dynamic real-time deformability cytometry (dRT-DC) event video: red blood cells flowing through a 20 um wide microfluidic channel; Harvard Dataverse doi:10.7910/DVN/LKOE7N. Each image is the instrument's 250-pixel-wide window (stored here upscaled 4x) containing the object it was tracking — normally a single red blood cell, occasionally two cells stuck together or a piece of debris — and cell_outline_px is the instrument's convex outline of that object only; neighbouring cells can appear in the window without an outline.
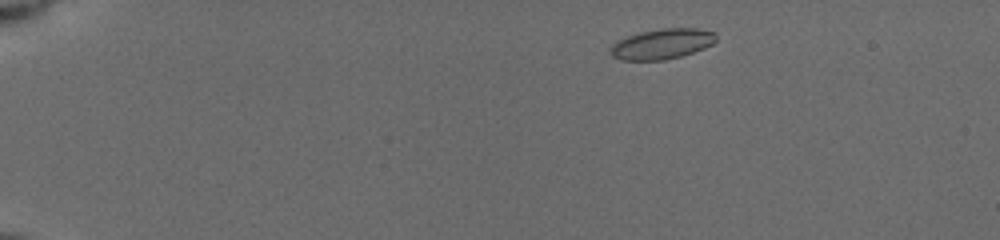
{"species": "common noctule bat (a hibernating species)", "species_latin": "Nyctalus noctula", "temperature_condition": "cold", "stored_images_in_passage": 38, "camera_frame_rate_fps": 3000, "um_per_image_px": 0.085, "animal": {"sex": "female", "body_mass_g": 19.5, "forearm_length_mm": 54.1}, "frame": {"image": 1, "passage_image": 2, "time_ms": 1.0, "image_size_px": [1000, 240], "cell_outline_px": [[716, 40], [712, 44], [704, 48], [680, 56], [664, 60], [620, 60], [612, 56], [612, 44], [628, 36], [640, 32], [660, 28], [696, 28], [716, 32]], "centroid_in_image_um": [56.3, 3.72], "position_along_channel_um": 28.7, "area_um2": 18.5}}
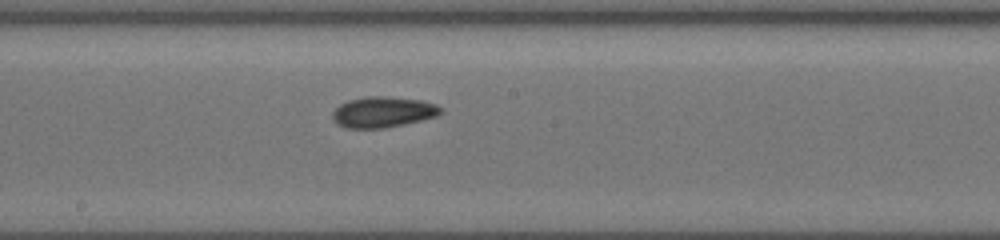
{"frame": {"image": 2, "passage_image": 17, "time_ms": 8.333, "image_size_px": [1000, 240], "cell_outline_px": [[440, 112], [436, 116], [404, 124], [384, 128], [348, 128], [336, 124], [332, 116], [332, 112], [340, 104], [348, 100], [368, 96], [380, 96], [420, 100], [436, 104], [440, 108]], "centroid_in_image_um": [32.5, 9.53], "position_along_channel_um": 215.7, "area_um2": 19.13}}
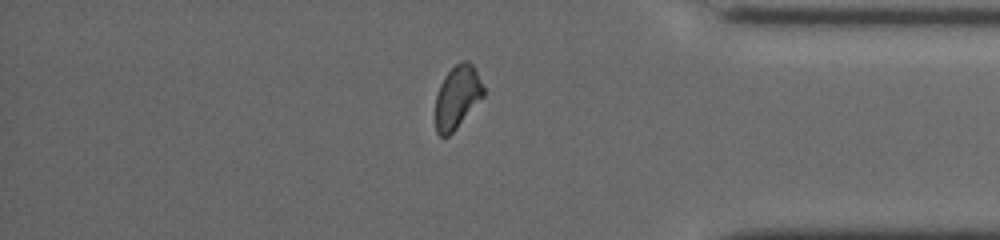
{"frame": {"image": 3, "passage_image": 31, "time_ms": 13.333, "image_size_px": [1000, 240], "cell_outline_px": [[484, 96], [456, 128], [448, 136], [440, 136], [436, 132], [436, 96], [440, 84], [448, 72], [460, 60], [468, 60], [472, 64], [484, 88]], "centroid_in_image_um": [38.86, 8.24], "position_along_channel_um": 396.3, "area_um2": 17.34}, "authors_computed_cell_mechanics": {"area_um2": 18.3804, "velocity_mm_per_s": 3.9145, "shape_relaxation_time_tau1_ms": 11.1664, "shape_relaxation_time_tau2_ms": 2.3323, "deformation_change_tau1": 0.2134, "deformation_change_tau2": 0.0724}}